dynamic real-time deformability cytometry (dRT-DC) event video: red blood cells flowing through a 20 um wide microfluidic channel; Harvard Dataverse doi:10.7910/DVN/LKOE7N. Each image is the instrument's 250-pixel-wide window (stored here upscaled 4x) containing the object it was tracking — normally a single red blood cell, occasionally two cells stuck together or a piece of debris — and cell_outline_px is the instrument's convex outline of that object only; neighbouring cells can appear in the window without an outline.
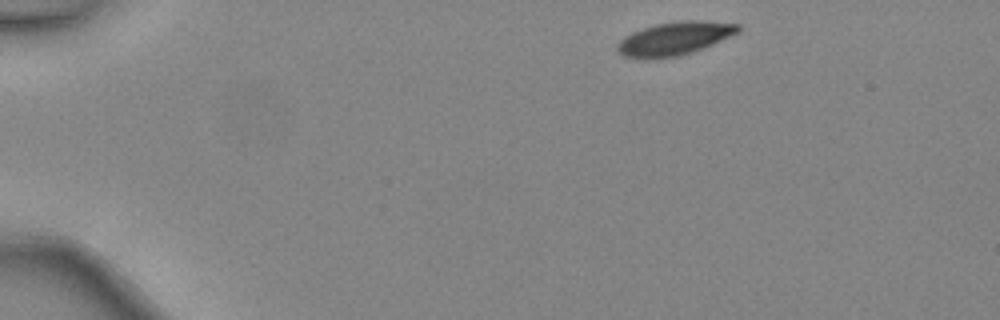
{"species": "common noctule bat (a hibernating species)", "species_latin": "Nyctalus noctula", "temperature_condition": "warm", "stored_images_in_passage": 40, "camera_frame_rate_fps": 3000, "um_per_image_px": 0.085, "animal": {"sex": "female", "body_mass_g": 24.6, "forearm_length_mm": 56.2}, "frame": {"image": 1, "passage_image": 1, "time_ms": 0.0, "image_size_px": [1000, 320], "cell_outline_px": [[740, 32], [704, 48], [692, 52], [676, 56], [648, 60], [644, 60], [624, 56], [616, 48], [620, 40], [624, 36], [632, 32], [656, 24], [680, 20], [700, 20], [740, 24]], "centroid_in_image_um": [57.34, 3.28], "position_along_channel_um": 27.7, "area_um2": 23.58}}
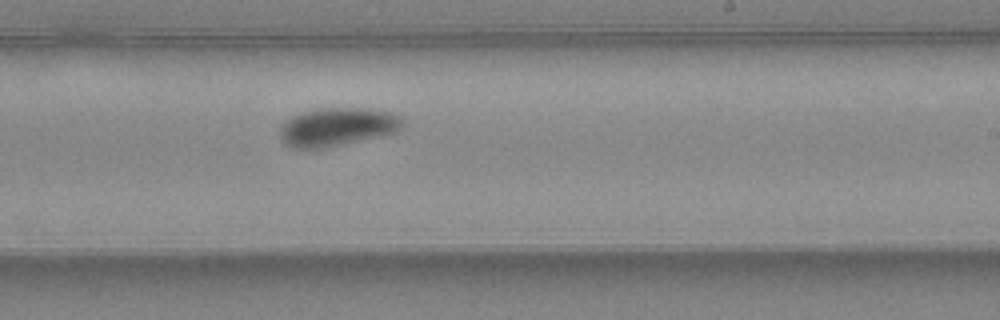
{"frame": {"image": 2, "passage_image": 23, "time_ms": 7.333, "image_size_px": [1000, 320], "cell_outline_px": [[404, 124], [396, 132], [324, 148], [296, 148], [288, 144], [280, 136], [280, 128], [284, 120], [300, 112], [312, 108], [364, 108], [388, 112], [396, 116]], "centroid_in_image_um": [28.6, 10.76], "position_along_channel_um": 260.4, "area_um2": 26.99}}
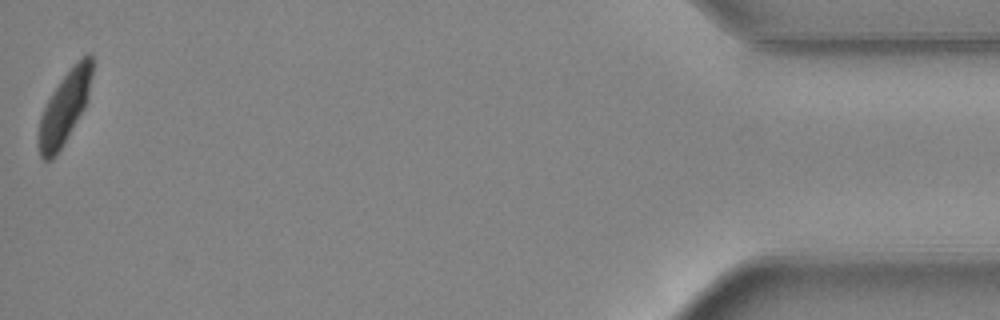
{"frame": {"image": 3, "passage_image": 40, "time_ms": 13.0, "image_size_px": [1000, 320], "cell_outline_px": [[92, 76], [88, 100], [84, 108], [56, 156], [52, 160], [44, 160], [40, 156], [36, 144], [36, 136], [40, 116], [52, 92], [60, 80], [88, 52], [92, 56]], "centroid_in_image_um": [5.45, 9.22], "position_along_channel_um": 429.8, "area_um2": 22.43}, "authors_computed_cell_mechanics": {"area_um2": 25.0274, "velocity_mm_per_s": 4.4608, "shape_relaxation_time_tau1_ms": 3.3079, "shape_relaxation_time_tau2_ms": 10.0774, "deformation_change_tau1": 0.1331, "deformation_change_tau2": 0.0933}}